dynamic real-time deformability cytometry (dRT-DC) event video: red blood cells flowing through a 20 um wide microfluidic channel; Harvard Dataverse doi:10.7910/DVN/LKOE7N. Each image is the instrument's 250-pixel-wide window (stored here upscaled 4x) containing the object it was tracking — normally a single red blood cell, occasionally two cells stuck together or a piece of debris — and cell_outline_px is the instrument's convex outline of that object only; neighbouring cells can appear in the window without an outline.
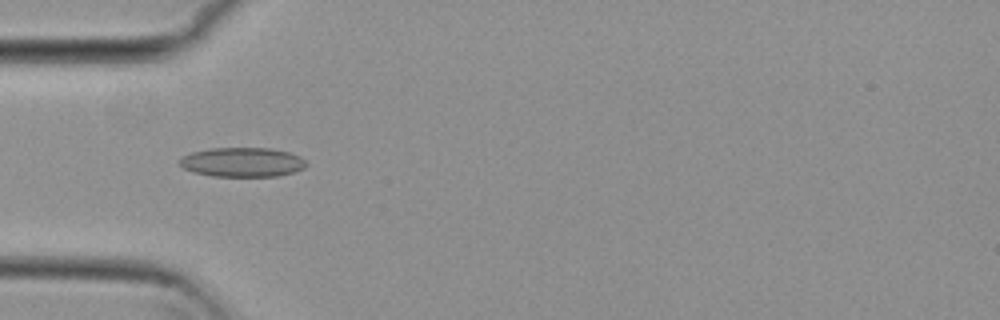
{"species": "common noctule bat (a hibernating species)", "species_latin": "Nyctalus noctula", "temperature_condition": "cold", "stored_images_in_passage": 3, "camera_frame_rate_fps": 3000, "um_per_image_px": 0.085, "animal": {"sex": "female", "body_mass_g": 29.2, "forearm_length_mm": 56.3}, "frame": {"image": 1, "passage_image": 1, "time_ms": 0.0, "image_size_px": [1000, 320], "cell_outline_px": [[308, 164], [304, 168], [296, 172], [276, 176], [212, 176], [192, 172], [184, 168], [180, 164], [180, 160], [184, 156], [192, 152], [212, 148], [268, 148], [288, 152], [300, 156]], "centroid_in_image_um": [20.63, 13.79], "position_along_channel_um": 64.4, "area_um2": 21.62}}